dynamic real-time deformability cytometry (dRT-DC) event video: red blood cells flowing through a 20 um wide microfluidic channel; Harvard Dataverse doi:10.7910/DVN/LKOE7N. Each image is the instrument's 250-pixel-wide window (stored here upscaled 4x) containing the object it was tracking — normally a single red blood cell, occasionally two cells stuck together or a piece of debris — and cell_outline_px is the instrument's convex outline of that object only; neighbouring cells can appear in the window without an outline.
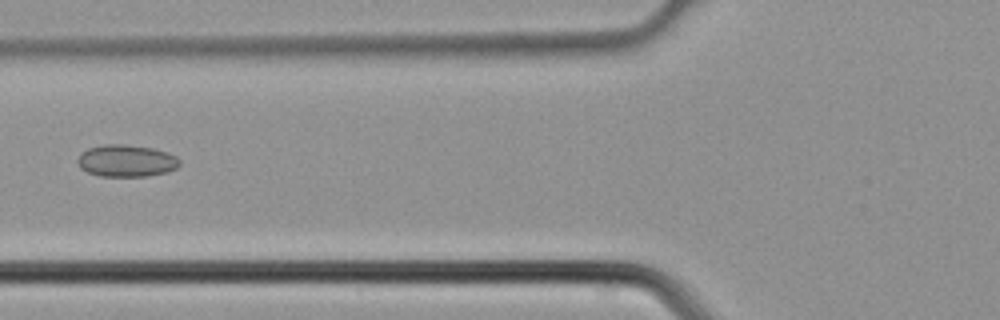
{"species": "common noctule bat (a hibernating species)", "species_latin": "Nyctalus noctula", "temperature_condition": "cold", "stored_images_in_passage": 4, "camera_frame_rate_fps": 3000, "um_per_image_px": 0.085, "animal": {"sex": "male", "body_mass_g": 21.5, "forearm_length_mm": 52.0}, "frame": {"image": 1, "passage_image": 4, "time_ms": 1.0, "image_size_px": [1000, 320], "cell_outline_px": [[180, 164], [176, 168], [168, 172], [148, 176], [100, 176], [88, 172], [80, 168], [76, 160], [80, 152], [88, 148], [104, 144], [124, 144], [152, 148], [168, 152], [176, 156], [180, 160]], "centroid_in_image_um": [10.73, 13.66], "position_along_channel_um": 115.1, "area_um2": 19.25}}